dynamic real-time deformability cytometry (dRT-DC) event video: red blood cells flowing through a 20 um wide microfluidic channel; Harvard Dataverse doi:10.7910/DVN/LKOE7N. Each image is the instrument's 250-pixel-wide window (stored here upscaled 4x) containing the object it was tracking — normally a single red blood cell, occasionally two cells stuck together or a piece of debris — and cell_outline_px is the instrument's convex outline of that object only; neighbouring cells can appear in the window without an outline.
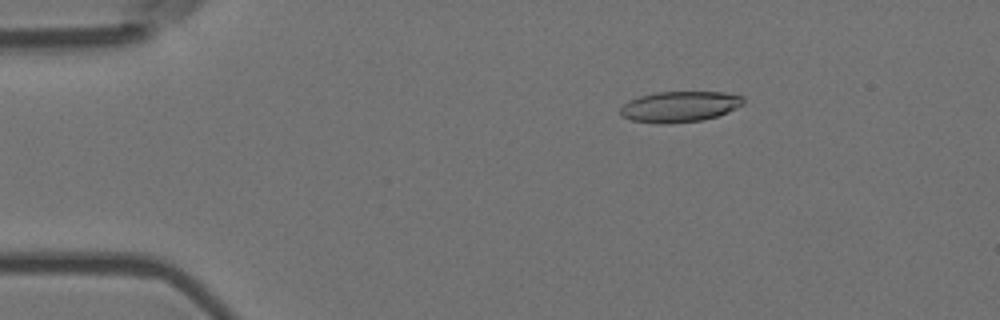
{"species": "Egyptian fruit bat (a non-hibernating species)", "species_latin": "Rousettus aegyptiacus", "temperature_condition": "room temperature", "stored_images_in_passage": 4, "camera_frame_rate_fps": 3000, "um_per_image_px": 0.085, "animal": {"sex": "female"}, "frame": {"image": 1, "passage_image": 2, "time_ms": 0.333, "image_size_px": [1000, 320], "cell_outline_px": [[744, 104], [716, 116], [704, 120], [672, 124], [660, 124], [632, 120], [620, 116], [620, 108], [628, 100], [640, 96], [656, 92], [724, 92], [744, 96]], "centroid_in_image_um": [57.75, 9.07], "position_along_channel_um": 27.3, "area_um2": 22.2}}